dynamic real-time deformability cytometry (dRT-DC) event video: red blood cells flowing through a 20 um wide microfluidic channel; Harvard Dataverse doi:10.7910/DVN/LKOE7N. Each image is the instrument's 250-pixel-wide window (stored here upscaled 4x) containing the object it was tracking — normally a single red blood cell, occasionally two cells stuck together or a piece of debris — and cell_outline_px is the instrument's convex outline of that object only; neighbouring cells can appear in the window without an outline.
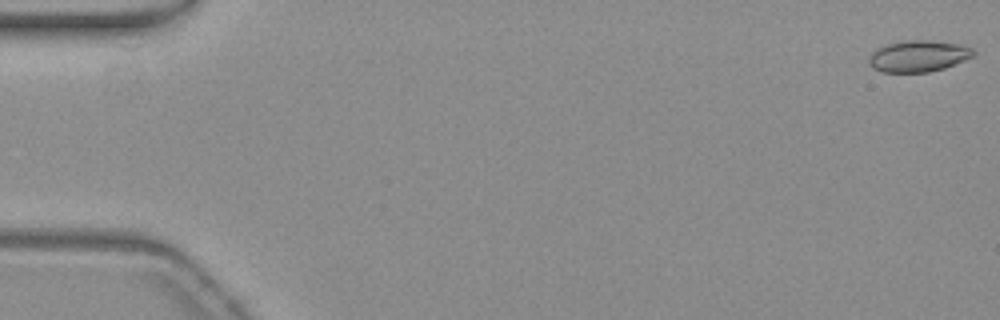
{"species": "common noctule bat (a hibernating species)", "species_latin": "Nyctalus noctula", "temperature_condition": "warm", "stored_images_in_passage": 22, "camera_frame_rate_fps": 3000, "um_per_image_px": 0.085, "animal": {"sex": "female", "body_mass_g": 19.3, "forearm_length_mm": 54.1}, "frame": {"image": 1, "passage_image": 1, "time_ms": 0.0, "image_size_px": [1000, 320], "cell_outline_px": [[976, 56], [944, 68], [928, 72], [880, 72], [872, 68], [868, 64], [868, 56], [876, 48], [888, 44], [904, 40], [932, 40], [964, 44], [972, 48], [976, 52]], "centroid_in_image_um": [78.08, 4.76], "position_along_channel_um": 6.9, "area_um2": 19.59}}
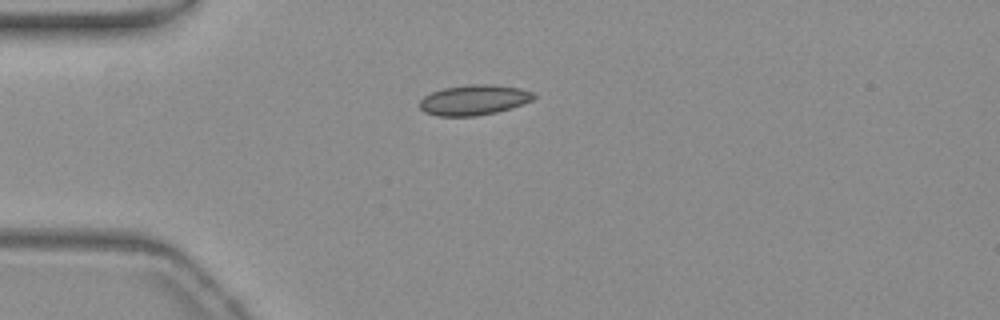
{"frame": {"image": 2, "passage_image": 15, "time_ms": 4.667, "image_size_px": [1000, 320], "cell_outline_px": [[536, 96], [532, 100], [512, 108], [496, 112], [476, 116], [436, 116], [424, 112], [420, 108], [420, 100], [424, 96], [432, 92], [444, 88], [468, 84], [492, 84], [520, 88], [536, 92]], "centroid_in_image_um": [40.31, 8.49], "position_along_channel_um": 44.7, "area_um2": 20.29}}
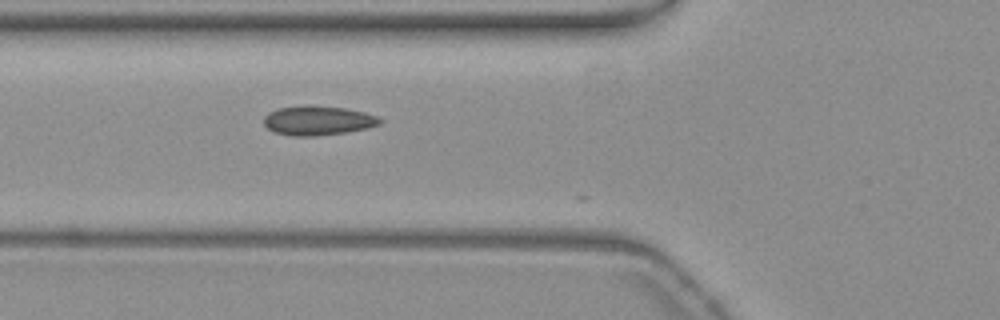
{"frame": {"image": 3, "passage_image": 21, "time_ms": 6.667, "image_size_px": [1000, 320], "cell_outline_px": [[380, 124], [368, 128], [348, 132], [316, 136], [292, 136], [276, 132], [268, 128], [264, 124], [264, 116], [268, 112], [276, 108], [304, 104], [348, 108], [364, 112], [376, 116], [380, 120]], "centroid_in_image_um": [26.99, 10.23], "position_along_channel_um": 98.8, "area_um2": 20.11}}